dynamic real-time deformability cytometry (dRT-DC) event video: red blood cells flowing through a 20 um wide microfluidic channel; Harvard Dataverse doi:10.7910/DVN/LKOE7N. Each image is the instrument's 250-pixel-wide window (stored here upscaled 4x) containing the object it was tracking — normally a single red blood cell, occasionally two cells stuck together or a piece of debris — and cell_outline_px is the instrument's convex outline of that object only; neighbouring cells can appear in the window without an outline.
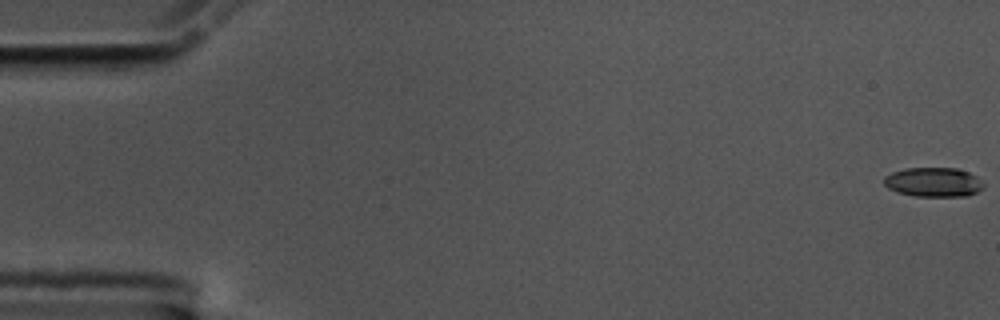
{"species": "common noctule bat (a hibernating species)", "species_latin": "Nyctalus noctula", "temperature_condition": "cold", "stored_images_in_passage": 58, "camera_frame_rate_fps": 3000, "um_per_image_px": 0.085, "animal": {"sex": "male", "body_mass_g": 17.5, "forearm_length_mm": 52.3}, "frame": {"image": 1, "passage_image": 1, "time_ms": 0.0, "image_size_px": [1000, 320], "cell_outline_px": [[984, 188], [968, 196], [916, 196], [896, 192], [888, 188], [884, 184], [884, 176], [892, 172], [904, 168], [956, 168], [968, 172], [976, 176], [984, 184]], "centroid_in_image_um": [79.34, 15.48], "position_along_channel_um": 5.7, "area_um2": 17.11}}
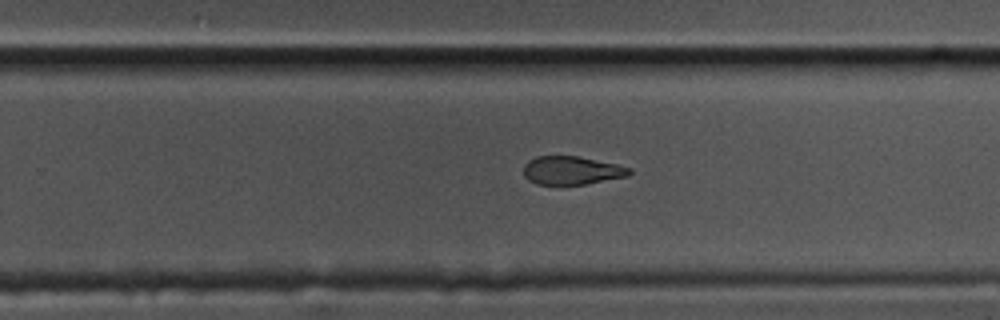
{"frame": {"image": 2, "passage_image": 37, "time_ms": 12.0, "image_size_px": [1000, 320], "cell_outline_px": [[632, 172], [628, 176], [584, 184], [536, 184], [528, 180], [524, 176], [524, 164], [528, 160], [536, 156], [580, 156], [616, 164], [632, 168]], "centroid_in_image_um": [48.59, 14.47], "position_along_channel_um": 281.2, "area_um2": 17.51}}
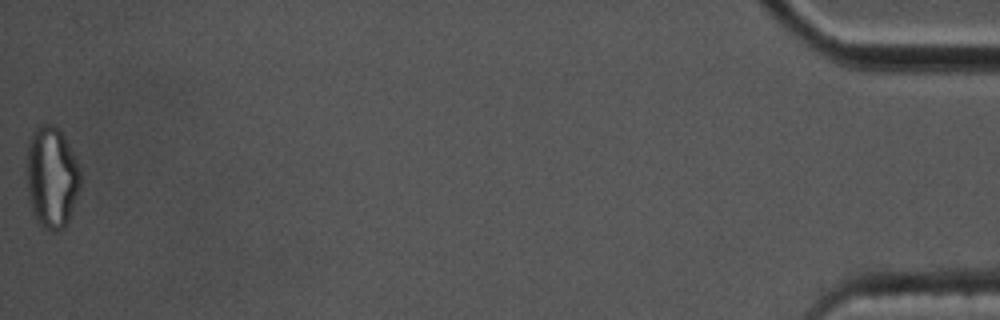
{"frame": {"image": 3, "passage_image": 58, "time_ms": 19.0, "image_size_px": [1000, 320], "cell_outline_px": [[84, 176], [80, 188], [68, 220], [64, 228], [56, 232], [52, 232], [44, 228], [36, 220], [32, 212], [28, 200], [28, 144], [32, 132], [40, 124], [52, 124], [60, 128]], "centroid_in_image_um": [4.42, 15.08], "position_along_channel_um": 430.8, "area_um2": 32.08}, "authors_computed_cell_mechanics": {"area_um2": 18.8717, "velocity_mm_per_s": 3.5422, "shape_relaxation_time_tau1_ms": 5.8858, "shape_relaxation_time_tau2_ms": 3.5876, "deformation_change_tau1": 0.1771, "deformation_change_tau2": 0.1047}}